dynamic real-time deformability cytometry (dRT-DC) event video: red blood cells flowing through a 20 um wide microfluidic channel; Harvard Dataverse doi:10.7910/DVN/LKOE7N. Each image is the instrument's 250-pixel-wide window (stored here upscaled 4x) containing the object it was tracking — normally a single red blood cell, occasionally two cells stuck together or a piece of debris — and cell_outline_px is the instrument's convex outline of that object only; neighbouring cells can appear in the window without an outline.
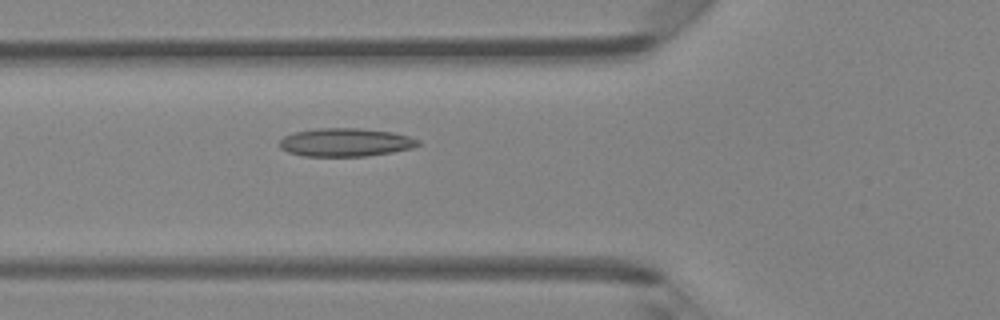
{"species": "Egyptian fruit bat (a non-hibernating species)", "species_latin": "Rousettus aegyptiacus", "temperature_condition": "room temperature", "stored_images_in_passage": 48, "camera_frame_rate_fps": 3000, "um_per_image_px": 0.085, "animal": {"sex": "female"}, "frame": {"image": 1, "passage_image": 18, "time_ms": 5.667, "image_size_px": [1000, 320], "cell_outline_px": [[420, 144], [412, 148], [392, 152], [368, 156], [304, 156], [288, 152], [280, 148], [280, 140], [284, 136], [296, 132], [320, 128], [360, 128], [392, 132], [408, 136], [420, 140]], "centroid_in_image_um": [29.38, 12.1], "position_along_channel_um": 96.4, "area_um2": 22.77}}
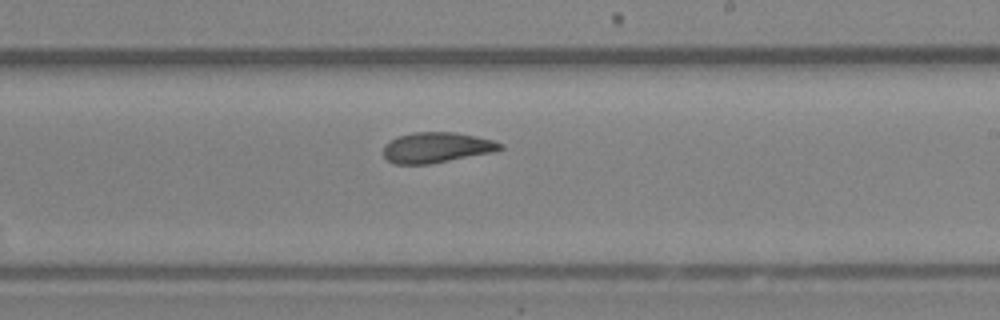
{"frame": {"image": 2, "passage_image": 29, "time_ms": 9.333, "image_size_px": [1000, 320], "cell_outline_px": [[504, 148], [492, 152], [432, 164], [396, 164], [388, 160], [384, 156], [384, 144], [388, 140], [396, 136], [412, 132], [456, 132], [476, 136], [492, 140], [504, 144]], "centroid_in_image_um": [37.09, 12.53], "position_along_channel_um": 251.9, "area_um2": 20.92}}
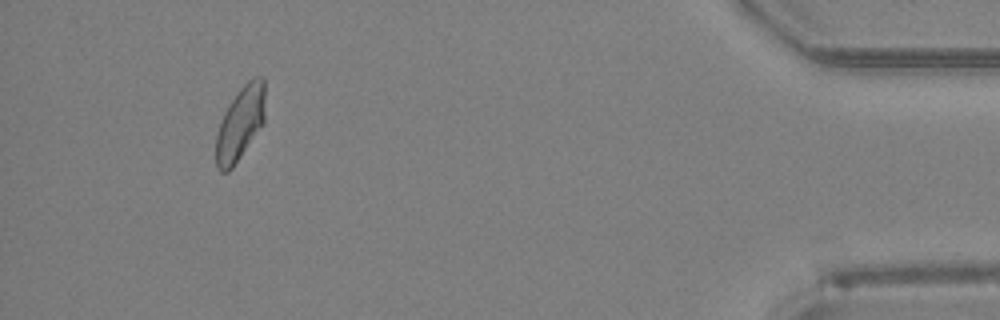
{"frame": {"image": 3, "passage_image": 45, "time_ms": 14.667, "image_size_px": [1000, 320], "cell_outline_px": [[264, 124], [232, 168], [228, 172], [220, 172], [216, 168], [216, 136], [220, 120], [228, 104], [240, 88], [248, 80], [256, 76], [260, 76], [264, 80]], "centroid_in_image_um": [20.41, 10.5], "position_along_channel_um": 414.8, "area_um2": 21.21}}